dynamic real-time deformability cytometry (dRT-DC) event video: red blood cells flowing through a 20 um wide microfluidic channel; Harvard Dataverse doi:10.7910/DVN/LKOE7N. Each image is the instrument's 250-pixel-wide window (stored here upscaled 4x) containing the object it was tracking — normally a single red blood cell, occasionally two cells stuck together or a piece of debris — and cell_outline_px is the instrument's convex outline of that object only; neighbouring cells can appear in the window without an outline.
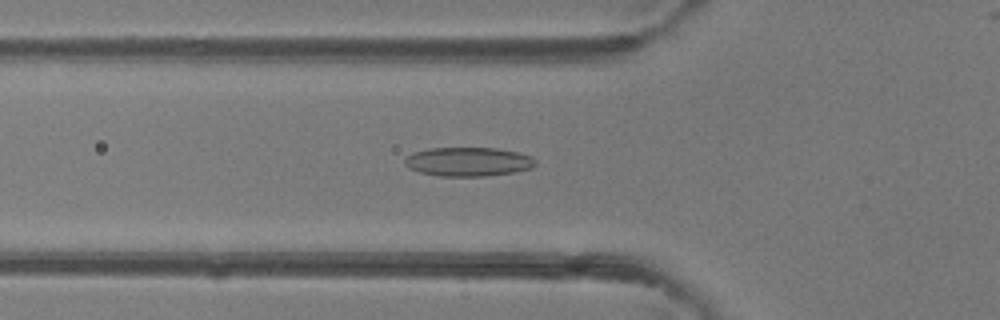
{"species": "common noctule bat (a hibernating species)", "species_latin": "Nyctalus noctula", "temperature_condition": "room temperature", "stored_images_in_passage": 48, "camera_frame_rate_fps": 3000, "um_per_image_px": 0.085, "animal": {"sex": "female"}, "frame": {"image": 1, "passage_image": 17, "time_ms": 5.333, "image_size_px": [1000, 320], "cell_outline_px": [[536, 164], [532, 168], [512, 172], [484, 176], [440, 176], [420, 172], [408, 168], [404, 164], [404, 160], [412, 152], [428, 148], [496, 148], [516, 152], [532, 156], [536, 160]], "centroid_in_image_um": [39.78, 13.74], "position_along_channel_um": 86.0, "area_um2": 22.08}}
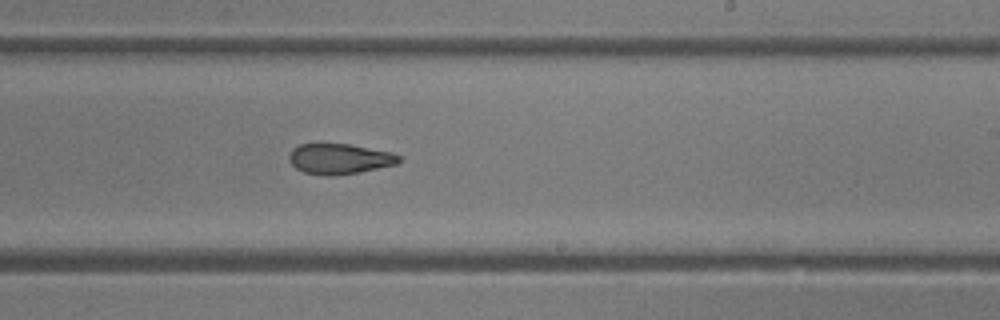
{"frame": {"image": 2, "passage_image": 29, "time_ms": 9.333, "image_size_px": [1000, 320], "cell_outline_px": [[400, 160], [396, 164], [360, 172], [332, 176], [324, 176], [304, 172], [296, 168], [288, 160], [288, 156], [292, 148], [300, 144], [316, 140], [320, 140], [348, 144], [392, 152], [400, 156]], "centroid_in_image_um": [28.77, 13.45], "position_along_channel_um": 260.2, "area_um2": 20.23}}
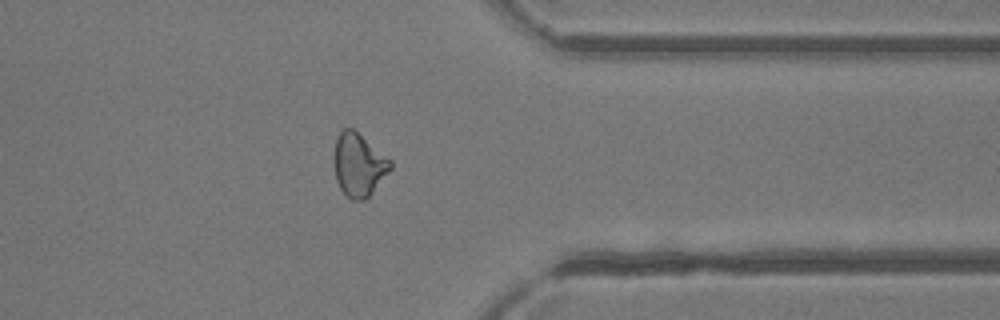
{"frame": {"image": 3, "passage_image": 38, "time_ms": 12.333, "image_size_px": [1000, 320], "cell_outline_px": [[392, 168], [368, 196], [364, 200], [352, 200], [340, 188], [336, 180], [332, 164], [332, 156], [336, 140], [340, 132], [344, 128], [352, 128], [392, 160]], "centroid_in_image_um": [30.46, 14.0], "position_along_channel_um": 380.9, "area_um2": 20.75}, "authors_computed_cell_mechanics": {"area_um2": 21.6461, "velocity_mm_per_s": 4.3375, "shape_relaxation_time_tau1_ms": 10.3818, "shape_relaxation_time_tau2_ms": 2.1557, "deformation_change_tau1": 0.2295, "deformation_change_tau2": 0.0904}}